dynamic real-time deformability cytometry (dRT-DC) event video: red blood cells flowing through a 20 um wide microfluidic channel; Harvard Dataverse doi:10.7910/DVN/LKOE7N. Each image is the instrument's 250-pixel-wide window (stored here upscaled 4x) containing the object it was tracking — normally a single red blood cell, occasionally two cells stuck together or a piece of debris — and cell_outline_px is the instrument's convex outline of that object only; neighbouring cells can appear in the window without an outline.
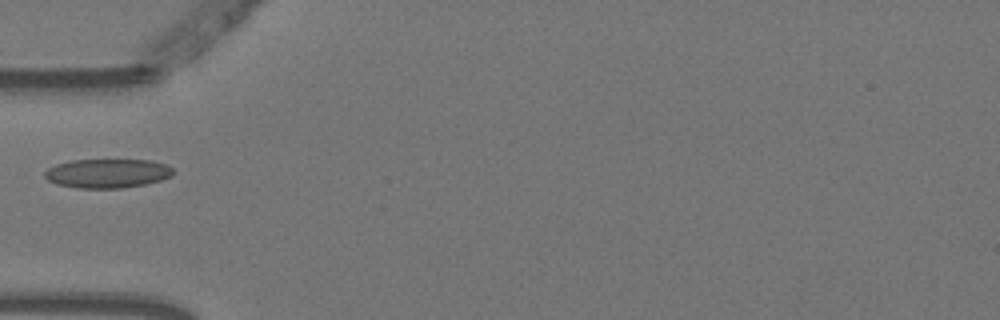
{"species": "Egyptian fruit bat (a non-hibernating species)", "species_latin": "Rousettus aegyptiacus", "temperature_condition": "warm", "stored_images_in_passage": 7, "camera_frame_rate_fps": 3000, "um_per_image_px": 0.085, "animal": {"sex": "female"}, "frame": {"image": 1, "passage_image": 1, "time_ms": 0.0, "image_size_px": [1000, 320], "cell_outline_px": [[176, 172], [172, 176], [160, 180], [144, 184], [120, 188], [76, 188], [56, 184], [48, 180], [44, 176], [44, 172], [48, 168], [56, 164], [72, 160], [148, 160], [168, 164]], "centroid_in_image_um": [9.14, 14.73], "position_along_channel_um": 75.9, "area_um2": 21.85}}